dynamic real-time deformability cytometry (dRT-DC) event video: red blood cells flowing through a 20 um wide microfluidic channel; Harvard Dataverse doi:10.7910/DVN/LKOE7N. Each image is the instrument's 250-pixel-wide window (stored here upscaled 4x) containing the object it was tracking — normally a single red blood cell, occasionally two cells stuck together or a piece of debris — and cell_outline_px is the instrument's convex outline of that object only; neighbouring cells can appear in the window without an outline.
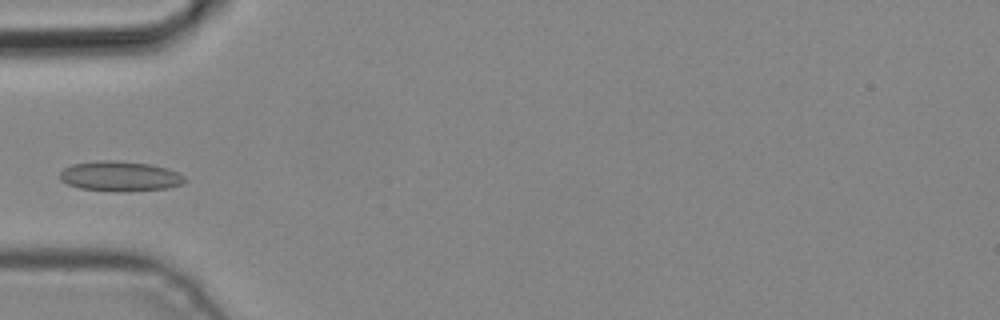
{"species": "common noctule bat (a hibernating species)", "species_latin": "Nyctalus noctula", "temperature_condition": "cold", "stored_images_in_passage": 4, "camera_frame_rate_fps": 3000, "um_per_image_px": 0.085, "animal": {"sex": "male", "body_mass_g": 19.2, "forearm_length_mm": 51.8}, "frame": {"image": 1, "passage_image": 4, "time_ms": 1.0, "image_size_px": [1000, 320], "cell_outline_px": [[188, 180], [184, 184], [168, 188], [124, 192], [80, 188], [68, 184], [60, 180], [60, 172], [64, 168], [72, 164], [100, 160], [116, 160], [148, 164], [168, 168], [184, 176]], "centroid_in_image_um": [10.23, 14.98], "position_along_channel_um": 74.8, "area_um2": 21.96}}